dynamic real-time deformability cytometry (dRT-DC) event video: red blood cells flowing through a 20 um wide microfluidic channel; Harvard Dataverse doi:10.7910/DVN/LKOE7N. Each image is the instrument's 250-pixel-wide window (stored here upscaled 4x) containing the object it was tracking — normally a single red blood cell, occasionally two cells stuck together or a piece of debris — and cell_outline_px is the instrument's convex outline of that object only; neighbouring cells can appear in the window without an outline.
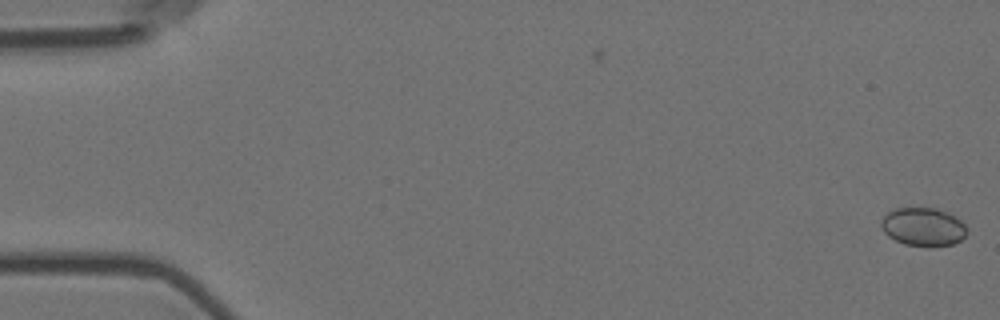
{"species": "Egyptian fruit bat (a non-hibernating species)", "species_latin": "Rousettus aegyptiacus", "temperature_condition": "room temperature", "stored_images_in_passage": 57, "camera_frame_rate_fps": 3000, "um_per_image_px": 0.085, "animal": {"sex": "female"}, "frame": {"image": 1, "passage_image": 1, "time_ms": 0.0, "image_size_px": [1000, 320], "cell_outline_px": [[964, 236], [960, 240], [952, 244], [928, 248], [904, 244], [888, 236], [880, 228], [880, 220], [888, 212], [896, 208], [936, 208], [948, 212], [960, 220], [964, 224]], "centroid_in_image_um": [78.42, 19.29], "position_along_channel_um": 6.6, "area_um2": 19.25}}
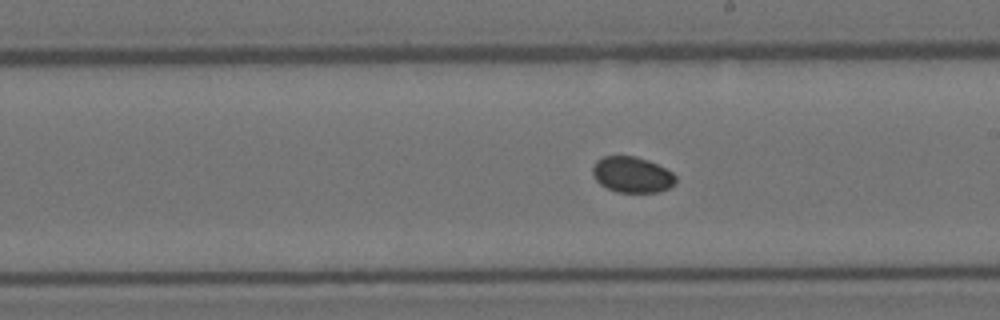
{"frame": {"image": 2, "passage_image": 33, "time_ms": 10.667, "image_size_px": [1000, 320], "cell_outline_px": [[676, 184], [660, 192], [616, 192], [600, 184], [592, 176], [592, 168], [596, 160], [604, 156], [636, 156], [648, 160], [672, 172], [676, 176]], "centroid_in_image_um": [53.72, 14.85], "position_along_channel_um": 235.3, "area_um2": 17.46}}
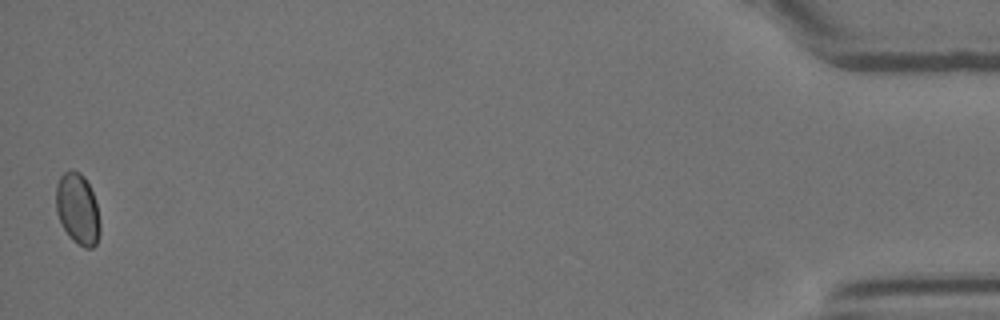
{"frame": {"image": 3, "passage_image": 57, "time_ms": 18.667, "image_size_px": [1000, 320], "cell_outline_px": [[100, 232], [96, 244], [92, 248], [84, 248], [72, 240], [68, 236], [56, 212], [56, 184], [60, 176], [64, 172], [72, 168], [80, 172], [84, 176], [92, 192], [96, 204], [100, 224]], "centroid_in_image_um": [6.59, 17.75], "position_along_channel_um": 428.6, "area_um2": 18.32}}